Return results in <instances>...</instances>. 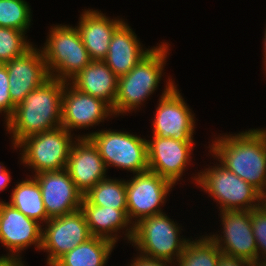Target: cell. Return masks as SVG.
I'll return each instance as SVG.
<instances>
[{"label":"cell","mask_w":266,"mask_h":266,"mask_svg":"<svg viewBox=\"0 0 266 266\" xmlns=\"http://www.w3.org/2000/svg\"><path fill=\"white\" fill-rule=\"evenodd\" d=\"M5 65L11 101L15 105L21 103L31 91L50 78L42 51L33 46Z\"/></svg>","instance_id":"2e32d148"},{"label":"cell","mask_w":266,"mask_h":266,"mask_svg":"<svg viewBox=\"0 0 266 266\" xmlns=\"http://www.w3.org/2000/svg\"><path fill=\"white\" fill-rule=\"evenodd\" d=\"M220 212L224 235L220 237L217 234L209 236V238L218 245L222 253L258 265L257 245L251 225V210Z\"/></svg>","instance_id":"7c38bea8"},{"label":"cell","mask_w":266,"mask_h":266,"mask_svg":"<svg viewBox=\"0 0 266 266\" xmlns=\"http://www.w3.org/2000/svg\"><path fill=\"white\" fill-rule=\"evenodd\" d=\"M197 176L195 183L220 204L221 211L252 210L266 201L256 188L221 164L206 168Z\"/></svg>","instance_id":"8992f818"},{"label":"cell","mask_w":266,"mask_h":266,"mask_svg":"<svg viewBox=\"0 0 266 266\" xmlns=\"http://www.w3.org/2000/svg\"><path fill=\"white\" fill-rule=\"evenodd\" d=\"M10 200V202H7L8 204L40 224L46 223L50 219L47 216L41 189L35 177L22 180L16 184L11 193Z\"/></svg>","instance_id":"cb8c5ba5"},{"label":"cell","mask_w":266,"mask_h":266,"mask_svg":"<svg viewBox=\"0 0 266 266\" xmlns=\"http://www.w3.org/2000/svg\"><path fill=\"white\" fill-rule=\"evenodd\" d=\"M83 198L92 205L127 209L126 181L105 178L84 194Z\"/></svg>","instance_id":"d4e9b609"},{"label":"cell","mask_w":266,"mask_h":266,"mask_svg":"<svg viewBox=\"0 0 266 266\" xmlns=\"http://www.w3.org/2000/svg\"><path fill=\"white\" fill-rule=\"evenodd\" d=\"M254 265L255 264L249 262L248 260L237 258L231 255H226L225 253H221L217 266H254Z\"/></svg>","instance_id":"4dcf8cb0"},{"label":"cell","mask_w":266,"mask_h":266,"mask_svg":"<svg viewBox=\"0 0 266 266\" xmlns=\"http://www.w3.org/2000/svg\"><path fill=\"white\" fill-rule=\"evenodd\" d=\"M166 83L153 121V136L193 142L194 114L182 98L173 81Z\"/></svg>","instance_id":"9c48e42d"},{"label":"cell","mask_w":266,"mask_h":266,"mask_svg":"<svg viewBox=\"0 0 266 266\" xmlns=\"http://www.w3.org/2000/svg\"><path fill=\"white\" fill-rule=\"evenodd\" d=\"M9 88L10 87L6 65L0 64V113H6V121L12 116L16 106L11 101Z\"/></svg>","instance_id":"f546056e"},{"label":"cell","mask_w":266,"mask_h":266,"mask_svg":"<svg viewBox=\"0 0 266 266\" xmlns=\"http://www.w3.org/2000/svg\"><path fill=\"white\" fill-rule=\"evenodd\" d=\"M80 209L84 213L91 236L101 237L112 241L114 244L118 240V230L126 227L132 221L129 220L127 209L107 208L89 204L82 199ZM114 234V235H113Z\"/></svg>","instance_id":"7402d4cb"},{"label":"cell","mask_w":266,"mask_h":266,"mask_svg":"<svg viewBox=\"0 0 266 266\" xmlns=\"http://www.w3.org/2000/svg\"><path fill=\"white\" fill-rule=\"evenodd\" d=\"M174 186L171 182L153 171L137 173L132 180L126 181L127 215L133 221V226L155 214L162 213L167 194Z\"/></svg>","instance_id":"30bf717a"},{"label":"cell","mask_w":266,"mask_h":266,"mask_svg":"<svg viewBox=\"0 0 266 266\" xmlns=\"http://www.w3.org/2000/svg\"><path fill=\"white\" fill-rule=\"evenodd\" d=\"M112 114L114 115L113 109L108 103L76 89L69 82H65L62 97L61 126L70 133L73 128L80 129L98 125Z\"/></svg>","instance_id":"5bb4252c"},{"label":"cell","mask_w":266,"mask_h":266,"mask_svg":"<svg viewBox=\"0 0 266 266\" xmlns=\"http://www.w3.org/2000/svg\"><path fill=\"white\" fill-rule=\"evenodd\" d=\"M220 248L209 236L188 241L182 255L177 260L179 266H217Z\"/></svg>","instance_id":"484cf974"},{"label":"cell","mask_w":266,"mask_h":266,"mask_svg":"<svg viewBox=\"0 0 266 266\" xmlns=\"http://www.w3.org/2000/svg\"><path fill=\"white\" fill-rule=\"evenodd\" d=\"M169 263L171 262L163 261L141 254L137 256L134 261L132 260L130 266H169L167 265Z\"/></svg>","instance_id":"1f68e13d"},{"label":"cell","mask_w":266,"mask_h":266,"mask_svg":"<svg viewBox=\"0 0 266 266\" xmlns=\"http://www.w3.org/2000/svg\"><path fill=\"white\" fill-rule=\"evenodd\" d=\"M70 81L76 89L105 101L113 109L118 77L103 60H93Z\"/></svg>","instance_id":"44dd1931"},{"label":"cell","mask_w":266,"mask_h":266,"mask_svg":"<svg viewBox=\"0 0 266 266\" xmlns=\"http://www.w3.org/2000/svg\"><path fill=\"white\" fill-rule=\"evenodd\" d=\"M76 141L71 147L66 170L76 188L84 195L107 178V169L96 145L89 137L79 136Z\"/></svg>","instance_id":"ac0fdd59"},{"label":"cell","mask_w":266,"mask_h":266,"mask_svg":"<svg viewBox=\"0 0 266 266\" xmlns=\"http://www.w3.org/2000/svg\"><path fill=\"white\" fill-rule=\"evenodd\" d=\"M5 168L6 167L0 164V191H3L5 188H7L9 182H11V177Z\"/></svg>","instance_id":"d6a6232c"},{"label":"cell","mask_w":266,"mask_h":266,"mask_svg":"<svg viewBox=\"0 0 266 266\" xmlns=\"http://www.w3.org/2000/svg\"><path fill=\"white\" fill-rule=\"evenodd\" d=\"M7 260L6 256L0 257V266Z\"/></svg>","instance_id":"d590c367"},{"label":"cell","mask_w":266,"mask_h":266,"mask_svg":"<svg viewBox=\"0 0 266 266\" xmlns=\"http://www.w3.org/2000/svg\"><path fill=\"white\" fill-rule=\"evenodd\" d=\"M42 233L39 222L28 218L7 202L0 201V242L12 252L6 256L7 259L22 261L19 252L32 244L40 250Z\"/></svg>","instance_id":"4fadbf2b"},{"label":"cell","mask_w":266,"mask_h":266,"mask_svg":"<svg viewBox=\"0 0 266 266\" xmlns=\"http://www.w3.org/2000/svg\"><path fill=\"white\" fill-rule=\"evenodd\" d=\"M25 32L8 27H0V64L23 55L33 45L25 39Z\"/></svg>","instance_id":"83f0119b"},{"label":"cell","mask_w":266,"mask_h":266,"mask_svg":"<svg viewBox=\"0 0 266 266\" xmlns=\"http://www.w3.org/2000/svg\"><path fill=\"white\" fill-rule=\"evenodd\" d=\"M34 177L40 186L44 207L50 219L80 209L83 194L76 188L66 169L42 172Z\"/></svg>","instance_id":"9a60e30c"},{"label":"cell","mask_w":266,"mask_h":266,"mask_svg":"<svg viewBox=\"0 0 266 266\" xmlns=\"http://www.w3.org/2000/svg\"><path fill=\"white\" fill-rule=\"evenodd\" d=\"M168 44L152 47L127 74L118 77L114 115L136 110L157 88L166 62Z\"/></svg>","instance_id":"3957f363"},{"label":"cell","mask_w":266,"mask_h":266,"mask_svg":"<svg viewBox=\"0 0 266 266\" xmlns=\"http://www.w3.org/2000/svg\"><path fill=\"white\" fill-rule=\"evenodd\" d=\"M48 35L41 51L50 77L68 82L93 61L76 27L55 25Z\"/></svg>","instance_id":"5b68a950"},{"label":"cell","mask_w":266,"mask_h":266,"mask_svg":"<svg viewBox=\"0 0 266 266\" xmlns=\"http://www.w3.org/2000/svg\"><path fill=\"white\" fill-rule=\"evenodd\" d=\"M213 142L210 153L219 163L266 198V131L252 129Z\"/></svg>","instance_id":"6da1fadb"},{"label":"cell","mask_w":266,"mask_h":266,"mask_svg":"<svg viewBox=\"0 0 266 266\" xmlns=\"http://www.w3.org/2000/svg\"><path fill=\"white\" fill-rule=\"evenodd\" d=\"M251 225L257 245L259 264L260 252L264 257L261 258V261L262 259L266 260V201L260 207L251 210Z\"/></svg>","instance_id":"f1b7e54d"},{"label":"cell","mask_w":266,"mask_h":266,"mask_svg":"<svg viewBox=\"0 0 266 266\" xmlns=\"http://www.w3.org/2000/svg\"><path fill=\"white\" fill-rule=\"evenodd\" d=\"M152 138L151 141L147 140L149 170L174 185L190 162L194 142L176 141L171 137Z\"/></svg>","instance_id":"e0dca14e"},{"label":"cell","mask_w":266,"mask_h":266,"mask_svg":"<svg viewBox=\"0 0 266 266\" xmlns=\"http://www.w3.org/2000/svg\"><path fill=\"white\" fill-rule=\"evenodd\" d=\"M71 133L63 126L32 135L14 148H23L22 163L35 174L66 169L71 147Z\"/></svg>","instance_id":"52a82bcc"},{"label":"cell","mask_w":266,"mask_h":266,"mask_svg":"<svg viewBox=\"0 0 266 266\" xmlns=\"http://www.w3.org/2000/svg\"><path fill=\"white\" fill-rule=\"evenodd\" d=\"M1 266H25L22 261L7 259Z\"/></svg>","instance_id":"836d02e7"},{"label":"cell","mask_w":266,"mask_h":266,"mask_svg":"<svg viewBox=\"0 0 266 266\" xmlns=\"http://www.w3.org/2000/svg\"><path fill=\"white\" fill-rule=\"evenodd\" d=\"M115 244L92 236L60 257L52 266H105Z\"/></svg>","instance_id":"603a6c76"},{"label":"cell","mask_w":266,"mask_h":266,"mask_svg":"<svg viewBox=\"0 0 266 266\" xmlns=\"http://www.w3.org/2000/svg\"><path fill=\"white\" fill-rule=\"evenodd\" d=\"M76 26L81 40L92 60H103L108 52L115 31L124 23L121 19H110L98 10H87L80 16Z\"/></svg>","instance_id":"d6986e66"},{"label":"cell","mask_w":266,"mask_h":266,"mask_svg":"<svg viewBox=\"0 0 266 266\" xmlns=\"http://www.w3.org/2000/svg\"><path fill=\"white\" fill-rule=\"evenodd\" d=\"M45 224L41 250L49 252L47 258L49 266L92 237L81 209L51 218Z\"/></svg>","instance_id":"8fae6325"},{"label":"cell","mask_w":266,"mask_h":266,"mask_svg":"<svg viewBox=\"0 0 266 266\" xmlns=\"http://www.w3.org/2000/svg\"><path fill=\"white\" fill-rule=\"evenodd\" d=\"M31 22V9L25 0H0V27L26 32Z\"/></svg>","instance_id":"4316f807"},{"label":"cell","mask_w":266,"mask_h":266,"mask_svg":"<svg viewBox=\"0 0 266 266\" xmlns=\"http://www.w3.org/2000/svg\"><path fill=\"white\" fill-rule=\"evenodd\" d=\"M125 234L140 250V254L171 262L182 255L189 241L179 236L180 227L163 212L155 214L130 225ZM180 237V238H179ZM176 258H174V257Z\"/></svg>","instance_id":"277c9868"},{"label":"cell","mask_w":266,"mask_h":266,"mask_svg":"<svg viewBox=\"0 0 266 266\" xmlns=\"http://www.w3.org/2000/svg\"><path fill=\"white\" fill-rule=\"evenodd\" d=\"M142 47L135 32L124 22L113 34L103 61L117 77L123 76L151 51Z\"/></svg>","instance_id":"ffe728a7"},{"label":"cell","mask_w":266,"mask_h":266,"mask_svg":"<svg viewBox=\"0 0 266 266\" xmlns=\"http://www.w3.org/2000/svg\"><path fill=\"white\" fill-rule=\"evenodd\" d=\"M265 36H264V58H265V60H266V29H265ZM265 65H266V61H265ZM265 68H266V66H265Z\"/></svg>","instance_id":"e575fe53"},{"label":"cell","mask_w":266,"mask_h":266,"mask_svg":"<svg viewBox=\"0 0 266 266\" xmlns=\"http://www.w3.org/2000/svg\"><path fill=\"white\" fill-rule=\"evenodd\" d=\"M96 145L106 169L115 166L137 174L149 170L147 140L129 132L104 130L85 134Z\"/></svg>","instance_id":"ba28073f"},{"label":"cell","mask_w":266,"mask_h":266,"mask_svg":"<svg viewBox=\"0 0 266 266\" xmlns=\"http://www.w3.org/2000/svg\"><path fill=\"white\" fill-rule=\"evenodd\" d=\"M259 266H266V260H262L260 261V263L258 264Z\"/></svg>","instance_id":"8d00e7d4"},{"label":"cell","mask_w":266,"mask_h":266,"mask_svg":"<svg viewBox=\"0 0 266 266\" xmlns=\"http://www.w3.org/2000/svg\"><path fill=\"white\" fill-rule=\"evenodd\" d=\"M64 86L65 81L50 77L15 106L5 121L6 130L13 135V147L27 137L61 126Z\"/></svg>","instance_id":"7a4b0ae2"}]
</instances>
